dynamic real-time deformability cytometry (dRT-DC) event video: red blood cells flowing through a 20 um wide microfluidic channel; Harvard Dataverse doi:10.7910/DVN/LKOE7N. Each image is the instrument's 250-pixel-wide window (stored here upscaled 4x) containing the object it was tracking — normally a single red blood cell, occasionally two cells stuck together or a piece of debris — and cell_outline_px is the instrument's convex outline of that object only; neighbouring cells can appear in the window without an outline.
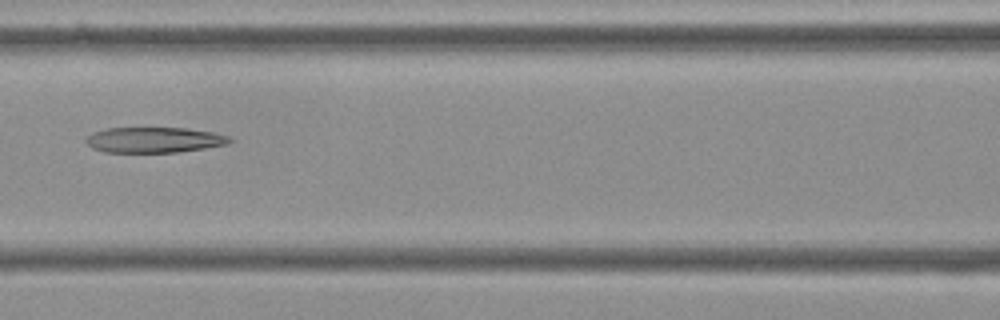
{"species": "Egyptian fruit bat (a non-hibernating species)", "species_latin": "Rousettus aegyptiacus", "temperature_condition": "cold", "stored_images_in_passage": 5, "camera_frame_rate_fps": 3000, "um_per_image_px": 0.085, "frame": {"image": 1, "passage_image": 3, "time_ms": 0.667, "image_size_px": [1000, 320], "cell_outline_px": [[232, 140], [228, 144], [204, 148], [176, 152], [104, 152], [92, 148], [84, 140], [92, 132], [108, 128], [188, 128], [212, 132], [228, 136]], "centroid_in_image_um": [13.08, 11.89], "position_along_channel_um": 153.5, "area_um2": 21.27}}
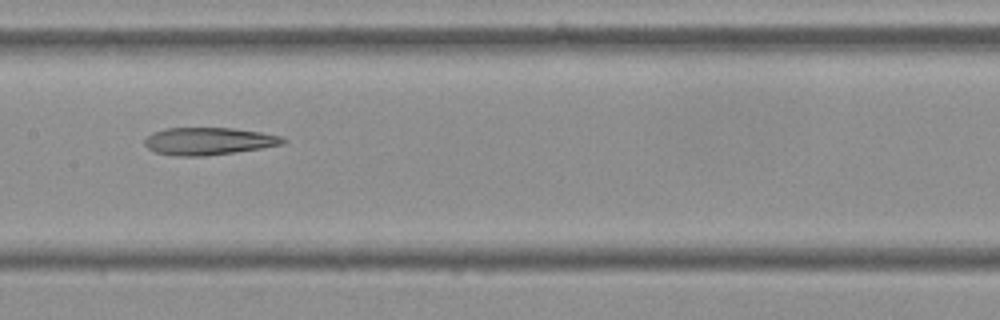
{"frame": {"image": 2, "passage_image": 4, "time_ms": 1.0, "image_size_px": [1000, 320], "cell_outline_px": [[288, 140], [284, 144], [236, 152], [204, 156], [176, 156], [156, 152], [148, 148], [144, 144], [144, 140], [152, 132], [164, 128], [232, 128], [260, 132], [280, 136]], "centroid_in_image_um": [17.72, 12.0], "position_along_channel_um": 189.7, "area_um2": 22.08}}
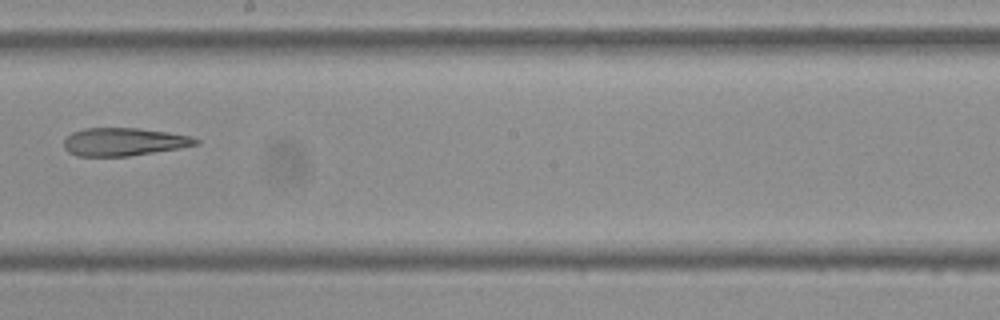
{"frame": {"image": 3, "passage_image": 5, "time_ms": 1.333, "image_size_px": [1000, 320], "cell_outline_px": [[200, 144], [180, 148], [128, 156], [76, 156], [68, 152], [64, 148], [64, 140], [72, 132], [84, 128], [140, 128], [168, 132], [192, 136], [200, 140]], "centroid_in_image_um": [10.54, 12.05], "position_along_channel_um": 237.7, "area_um2": 21.62}}